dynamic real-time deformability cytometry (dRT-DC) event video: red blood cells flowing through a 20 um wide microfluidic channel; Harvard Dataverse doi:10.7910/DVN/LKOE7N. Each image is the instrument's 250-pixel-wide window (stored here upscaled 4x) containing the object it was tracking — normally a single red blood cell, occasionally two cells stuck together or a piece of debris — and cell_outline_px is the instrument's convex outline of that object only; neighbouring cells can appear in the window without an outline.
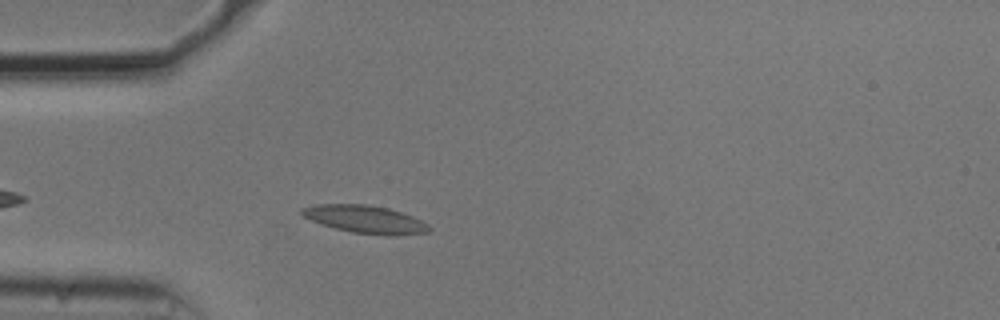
{"species": "common noctule bat (a hibernating species)", "species_latin": "Nyctalus noctula", "temperature_condition": "cold", "stored_images_in_passage": 42, "camera_frame_rate_fps": 3000, "um_per_image_px": 0.085, "animal": {"sex": "male", "body_mass_g": 20.5, "forearm_length_mm": 52.5}, "frame": {"image": 1, "passage_image": 6, "time_ms": 1.667, "image_size_px": [1000, 320], "cell_outline_px": [[432, 228], [428, 232], [396, 236], [388, 236], [352, 232], [336, 228], [312, 220], [304, 216], [300, 212], [300, 208], [316, 204], [368, 204], [388, 208], [412, 216], [428, 224]], "centroid_in_image_um": [31.07, 18.64], "position_along_channel_um": 53.9, "area_um2": 20.52}}
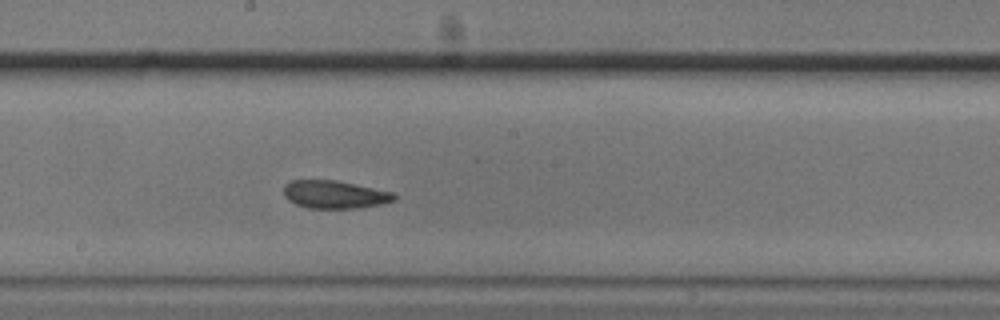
{"frame": {"image": 2, "passage_image": 20, "time_ms": 6.333, "image_size_px": [1000, 320], "cell_outline_px": [[396, 200], [380, 204], [356, 208], [308, 208], [296, 204], [288, 200], [284, 196], [284, 184], [292, 180], [336, 180], [392, 192], [396, 196]], "centroid_in_image_um": [28.41, 16.53], "position_along_channel_um": 219.8, "area_um2": 17.86}}
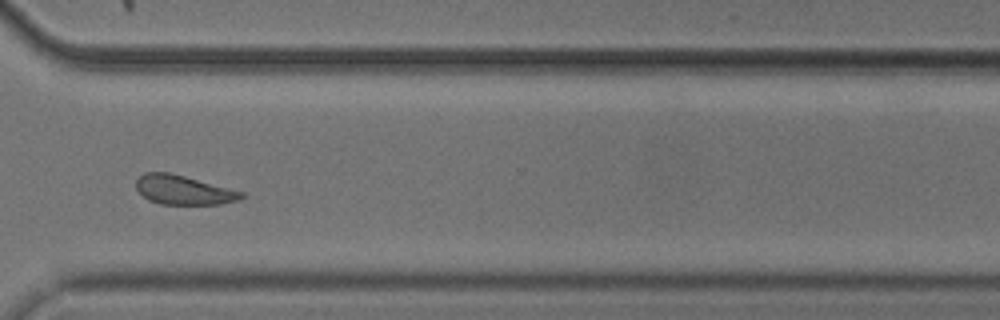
{"frame": {"image": 3, "passage_image": 31, "time_ms": 10.0, "image_size_px": [1000, 320], "cell_outline_px": [[244, 196], [240, 200], [220, 204], [160, 204], [148, 200], [136, 188], [136, 180], [144, 172], [168, 172], [184, 176], [244, 192]], "centroid_in_image_um": [15.59, 16.15], "position_along_channel_um": 355.0, "area_um2": 17.8}, "authors_computed_cell_mechanics": {"area_um2": 18.3226, "velocity_mm_per_s": 3.7015, "shape_relaxation_time_tau1_ms": null, "shape_relaxation_time_tau2_ms": 3.8868, "deformation_change_tau1": null, "deformation_change_tau2": 0.1098}}